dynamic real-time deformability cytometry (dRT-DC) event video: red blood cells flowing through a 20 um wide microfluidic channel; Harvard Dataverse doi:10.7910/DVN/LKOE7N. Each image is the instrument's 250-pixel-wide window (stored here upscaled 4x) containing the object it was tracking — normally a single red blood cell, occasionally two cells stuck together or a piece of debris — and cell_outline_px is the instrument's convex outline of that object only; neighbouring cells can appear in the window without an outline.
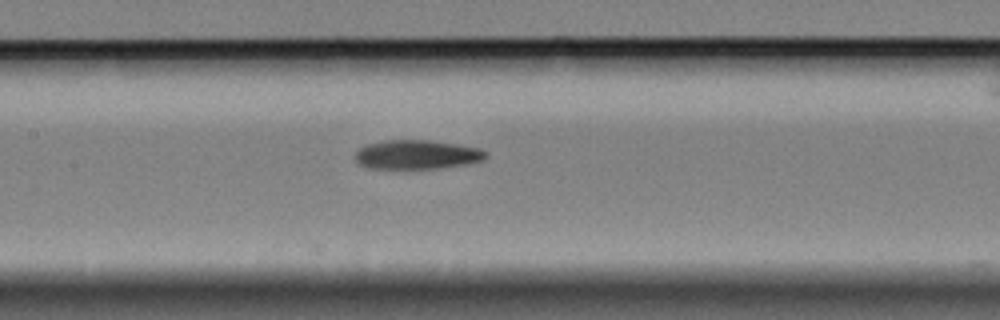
{"species": "Egyptian fruit bat (a non-hibernating species)", "species_latin": "Rousettus aegyptiacus", "temperature_condition": "cold", "stored_images_in_passage": 12, "camera_frame_rate_fps": 3000, "um_per_image_px": 0.085, "animal": {"sex": "female"}, "frame": {"image": 1, "passage_image": 12, "time_ms": 3.667, "image_size_px": [1000, 320], "cell_outline_px": [[488, 152], [484, 160], [464, 164], [440, 168], [368, 168], [360, 164], [356, 160], [356, 152], [360, 148], [368, 144], [384, 140], [428, 140], [456, 144], [480, 148]], "centroid_in_image_um": [35.45, 13.13], "position_along_channel_um": 171.9, "area_um2": 21.96}}